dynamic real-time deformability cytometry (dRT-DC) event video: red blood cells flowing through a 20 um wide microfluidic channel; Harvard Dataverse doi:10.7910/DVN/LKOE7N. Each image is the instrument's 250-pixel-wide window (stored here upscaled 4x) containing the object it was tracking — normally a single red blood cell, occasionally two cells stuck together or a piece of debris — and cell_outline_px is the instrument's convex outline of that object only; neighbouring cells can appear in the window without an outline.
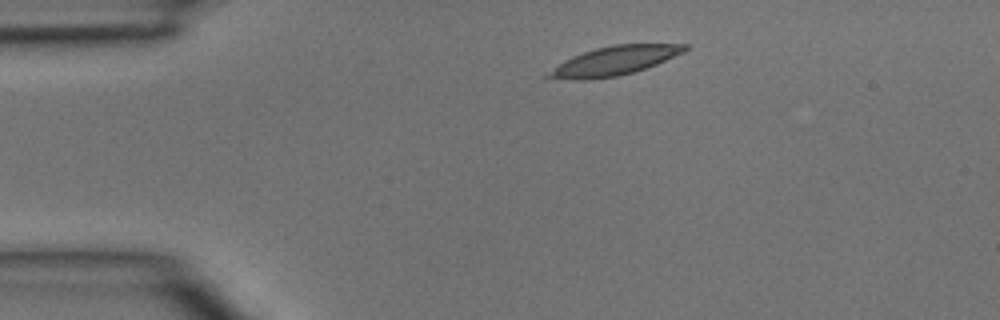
{"species": "common noctule bat (a hibernating species)", "species_latin": "Nyctalus noctula", "temperature_condition": "room temperature", "stored_images_in_passage": 4, "camera_frame_rate_fps": 3000, "um_per_image_px": 0.085, "animal": {"sex": "male", "body_mass_g": 15.6}, "frame": {"image": 1, "passage_image": 1, "time_ms": 0.0, "image_size_px": [1000, 320], "cell_outline_px": [[688, 48], [684, 52], [656, 64], [632, 72], [616, 76], [592, 80], [544, 80], [544, 76], [564, 60], [572, 56], [596, 48], [612, 44], [688, 44]], "centroid_in_image_um": [52.13, 5.19], "position_along_channel_um": 32.9, "area_um2": 23.12}}
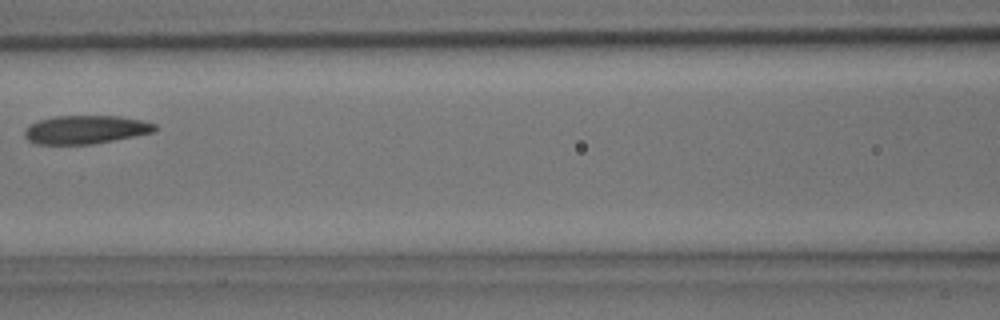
{"frame": {"image": 2, "passage_image": 4, "time_ms": 1.0, "image_size_px": [1000, 320], "cell_outline_px": [[156, 132], [92, 144], [36, 144], [28, 140], [24, 136], [24, 132], [32, 124], [40, 120], [56, 116], [120, 116], [140, 120], [156, 124]], "centroid_in_image_um": [7.31, 11.02], "position_along_channel_um": 159.3, "area_um2": 21.39}}